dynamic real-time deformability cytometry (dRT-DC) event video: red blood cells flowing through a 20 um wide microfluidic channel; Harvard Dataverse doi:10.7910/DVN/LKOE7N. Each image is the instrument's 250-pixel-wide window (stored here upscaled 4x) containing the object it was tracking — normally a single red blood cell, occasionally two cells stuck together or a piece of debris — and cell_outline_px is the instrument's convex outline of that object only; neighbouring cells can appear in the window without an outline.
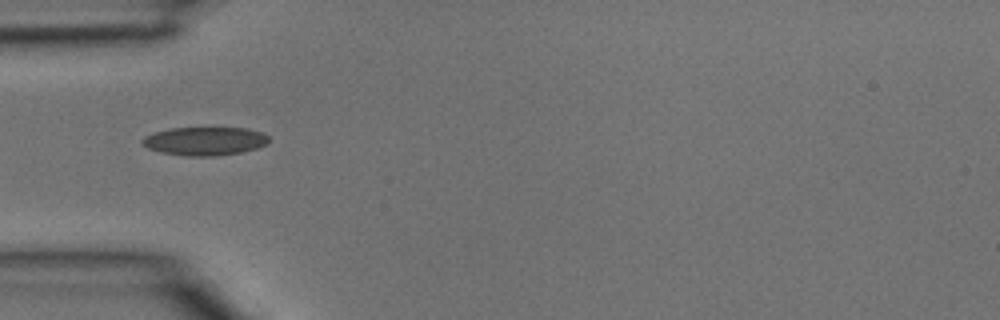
{"species": "common noctule bat (a hibernating species)", "species_latin": "Nyctalus noctula", "temperature_condition": "room temperature", "stored_images_in_passage": 1, "camera_frame_rate_fps": 3000, "um_per_image_px": 0.085, "animal": {"sex": "male", "body_mass_g": 15.6}, "frame": {"image": 1, "passage_image": 1, "time_ms": 0.0, "image_size_px": [1000, 320], "cell_outline_px": [[268, 144], [256, 148], [240, 152], [216, 156], [184, 156], [160, 152], [148, 148], [140, 144], [140, 140], [144, 136], [156, 132], [172, 128], [248, 128], [260, 132], [268, 136]], "centroid_in_image_um": [17.37, 12.0], "position_along_channel_um": 67.6, "area_um2": 20.98}}